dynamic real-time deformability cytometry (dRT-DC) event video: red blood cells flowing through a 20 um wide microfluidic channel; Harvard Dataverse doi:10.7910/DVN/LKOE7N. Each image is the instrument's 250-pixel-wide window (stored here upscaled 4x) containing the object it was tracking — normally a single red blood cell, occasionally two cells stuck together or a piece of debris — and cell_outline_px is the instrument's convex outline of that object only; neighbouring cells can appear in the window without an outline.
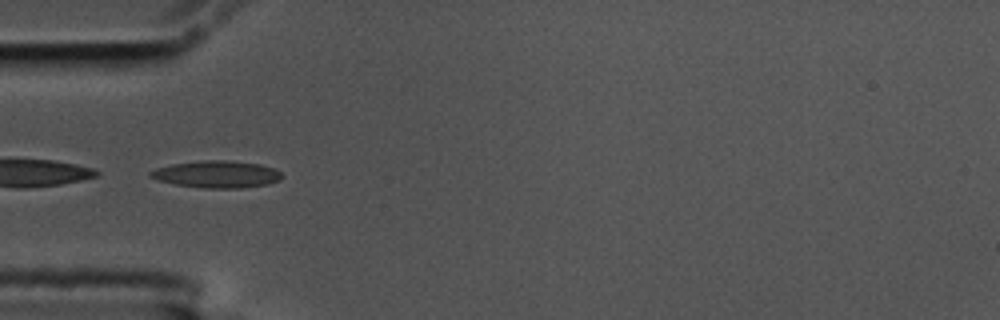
{"species": "common noctule bat (a hibernating species)", "species_latin": "Nyctalus noctula", "temperature_condition": "cold", "stored_images_in_passage": 38, "camera_frame_rate_fps": 3000, "um_per_image_px": 0.085, "animal": {"sex": "male", "body_mass_g": 17.5, "forearm_length_mm": 52.3}, "frame": {"image": 1, "passage_image": 1, "time_ms": 0.0, "image_size_px": [1000, 320], "cell_outline_px": [[284, 176], [280, 180], [268, 184], [240, 188], [204, 188], [176, 184], [156, 180], [148, 176], [148, 172], [156, 168], [172, 164], [200, 160], [228, 160], [260, 164], [272, 168], [280, 172]], "centroid_in_image_um": [18.41, 14.81], "position_along_channel_um": 66.6, "area_um2": 20.81}}
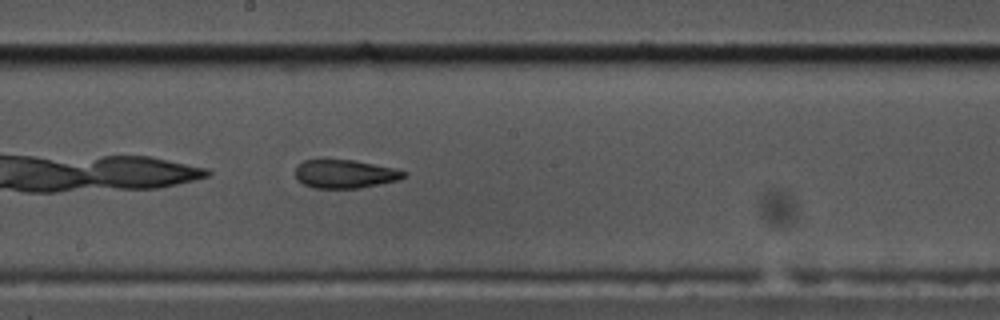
{"frame": {"image": 2, "passage_image": 14, "time_ms": 4.333, "image_size_px": [1000, 320], "cell_outline_px": [[408, 172], [400, 180], [360, 188], [312, 188], [296, 180], [296, 168], [304, 160], [320, 156], [352, 160], [396, 168]], "centroid_in_image_um": [29.28, 14.75], "position_along_channel_um": 218.9, "area_um2": 18.67}}
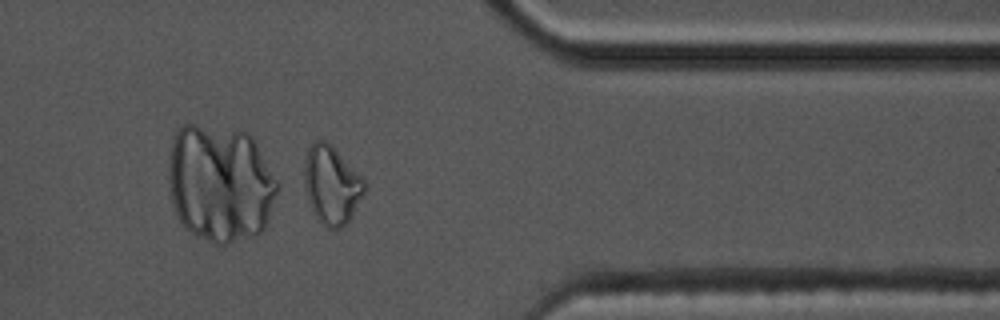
{"frame": {"image": 3, "passage_image": 29, "time_ms": 9.333, "image_size_px": [1000, 320], "cell_outline_px": [[368, 188], [352, 216], [340, 228], [328, 228], [320, 224], [312, 212], [308, 200], [304, 184], [304, 160], [308, 148], [316, 140], [324, 140], [332, 144], [364, 176], [368, 184]], "centroid_in_image_um": [28.22, 15.7], "position_along_channel_um": 383.2, "area_um2": 28.26}, "authors_computed_cell_mechanics": {"area_um2": 19.4497, "velocity_mm_per_s": 3.5261, "shape_relaxation_time_tau1_ms": null, "shape_relaxation_time_tau2_ms": 2.4506, "deformation_change_tau1": null, "deformation_change_tau2": 0.1075}}